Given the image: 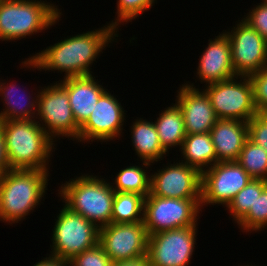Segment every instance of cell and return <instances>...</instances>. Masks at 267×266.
<instances>
[{"label": "cell", "instance_id": "obj_12", "mask_svg": "<svg viewBox=\"0 0 267 266\" xmlns=\"http://www.w3.org/2000/svg\"><path fill=\"white\" fill-rule=\"evenodd\" d=\"M231 29L224 32L230 41L235 74L250 76L266 66L267 41L243 19Z\"/></svg>", "mask_w": 267, "mask_h": 266}, {"label": "cell", "instance_id": "obj_9", "mask_svg": "<svg viewBox=\"0 0 267 266\" xmlns=\"http://www.w3.org/2000/svg\"><path fill=\"white\" fill-rule=\"evenodd\" d=\"M206 92L218 119H237L248 122L257 115L253 84L249 76L233 78L205 85Z\"/></svg>", "mask_w": 267, "mask_h": 266}, {"label": "cell", "instance_id": "obj_8", "mask_svg": "<svg viewBox=\"0 0 267 266\" xmlns=\"http://www.w3.org/2000/svg\"><path fill=\"white\" fill-rule=\"evenodd\" d=\"M200 212L201 199L164 198L149 193L144 199L143 222L149 236L164 230L195 226Z\"/></svg>", "mask_w": 267, "mask_h": 266}, {"label": "cell", "instance_id": "obj_19", "mask_svg": "<svg viewBox=\"0 0 267 266\" xmlns=\"http://www.w3.org/2000/svg\"><path fill=\"white\" fill-rule=\"evenodd\" d=\"M216 162L237 161L248 139V122L218 119L210 131Z\"/></svg>", "mask_w": 267, "mask_h": 266}, {"label": "cell", "instance_id": "obj_6", "mask_svg": "<svg viewBox=\"0 0 267 266\" xmlns=\"http://www.w3.org/2000/svg\"><path fill=\"white\" fill-rule=\"evenodd\" d=\"M52 229L49 255L71 260L75 255L99 243V227L65 205L59 211Z\"/></svg>", "mask_w": 267, "mask_h": 266}, {"label": "cell", "instance_id": "obj_16", "mask_svg": "<svg viewBox=\"0 0 267 266\" xmlns=\"http://www.w3.org/2000/svg\"><path fill=\"white\" fill-rule=\"evenodd\" d=\"M188 83L179 87L175 100L183 113L186 133H210L218 120L211 100L204 90Z\"/></svg>", "mask_w": 267, "mask_h": 266}, {"label": "cell", "instance_id": "obj_31", "mask_svg": "<svg viewBox=\"0 0 267 266\" xmlns=\"http://www.w3.org/2000/svg\"><path fill=\"white\" fill-rule=\"evenodd\" d=\"M253 84L254 104L259 113L267 110V65L250 76Z\"/></svg>", "mask_w": 267, "mask_h": 266}, {"label": "cell", "instance_id": "obj_5", "mask_svg": "<svg viewBox=\"0 0 267 266\" xmlns=\"http://www.w3.org/2000/svg\"><path fill=\"white\" fill-rule=\"evenodd\" d=\"M46 0H0V40H21L52 28L63 15Z\"/></svg>", "mask_w": 267, "mask_h": 266}, {"label": "cell", "instance_id": "obj_21", "mask_svg": "<svg viewBox=\"0 0 267 266\" xmlns=\"http://www.w3.org/2000/svg\"><path fill=\"white\" fill-rule=\"evenodd\" d=\"M151 120L143 118L135 119L131 124V142L135 155L140 161H147L152 164L161 161L168 156V152L162 147L155 124Z\"/></svg>", "mask_w": 267, "mask_h": 266}, {"label": "cell", "instance_id": "obj_33", "mask_svg": "<svg viewBox=\"0 0 267 266\" xmlns=\"http://www.w3.org/2000/svg\"><path fill=\"white\" fill-rule=\"evenodd\" d=\"M248 138L267 151V117L263 113L248 121Z\"/></svg>", "mask_w": 267, "mask_h": 266}, {"label": "cell", "instance_id": "obj_17", "mask_svg": "<svg viewBox=\"0 0 267 266\" xmlns=\"http://www.w3.org/2000/svg\"><path fill=\"white\" fill-rule=\"evenodd\" d=\"M196 68L201 83L212 84L237 76L232 66L231 45L225 32L208 40Z\"/></svg>", "mask_w": 267, "mask_h": 266}, {"label": "cell", "instance_id": "obj_25", "mask_svg": "<svg viewBox=\"0 0 267 266\" xmlns=\"http://www.w3.org/2000/svg\"><path fill=\"white\" fill-rule=\"evenodd\" d=\"M145 197L136 193L115 192L111 223H138L143 221Z\"/></svg>", "mask_w": 267, "mask_h": 266}, {"label": "cell", "instance_id": "obj_7", "mask_svg": "<svg viewBox=\"0 0 267 266\" xmlns=\"http://www.w3.org/2000/svg\"><path fill=\"white\" fill-rule=\"evenodd\" d=\"M39 88L37 122L54 142L61 136L78 142L80 127L73 116L66 89L59 81Z\"/></svg>", "mask_w": 267, "mask_h": 266}, {"label": "cell", "instance_id": "obj_20", "mask_svg": "<svg viewBox=\"0 0 267 266\" xmlns=\"http://www.w3.org/2000/svg\"><path fill=\"white\" fill-rule=\"evenodd\" d=\"M8 82L9 84L6 79L0 80V97H2L3 107H5L0 112V121L35 120L40 89L37 90V94L32 93L33 91L30 94V92L27 93L26 91L21 92L22 89L17 83L15 85L13 82Z\"/></svg>", "mask_w": 267, "mask_h": 266}, {"label": "cell", "instance_id": "obj_15", "mask_svg": "<svg viewBox=\"0 0 267 266\" xmlns=\"http://www.w3.org/2000/svg\"><path fill=\"white\" fill-rule=\"evenodd\" d=\"M99 244L112 262L147 255L148 233L144 222L110 223L99 229Z\"/></svg>", "mask_w": 267, "mask_h": 266}, {"label": "cell", "instance_id": "obj_26", "mask_svg": "<svg viewBox=\"0 0 267 266\" xmlns=\"http://www.w3.org/2000/svg\"><path fill=\"white\" fill-rule=\"evenodd\" d=\"M267 187V181L263 179H252L236 196L231 200L225 210L229 211V215L234 223H238L254 205L256 199L259 198L262 191Z\"/></svg>", "mask_w": 267, "mask_h": 266}, {"label": "cell", "instance_id": "obj_35", "mask_svg": "<svg viewBox=\"0 0 267 266\" xmlns=\"http://www.w3.org/2000/svg\"><path fill=\"white\" fill-rule=\"evenodd\" d=\"M111 266H151L147 255H142L133 259H126L112 262Z\"/></svg>", "mask_w": 267, "mask_h": 266}, {"label": "cell", "instance_id": "obj_27", "mask_svg": "<svg viewBox=\"0 0 267 266\" xmlns=\"http://www.w3.org/2000/svg\"><path fill=\"white\" fill-rule=\"evenodd\" d=\"M237 162L253 179L267 181V151L249 138L245 142Z\"/></svg>", "mask_w": 267, "mask_h": 266}, {"label": "cell", "instance_id": "obj_23", "mask_svg": "<svg viewBox=\"0 0 267 266\" xmlns=\"http://www.w3.org/2000/svg\"><path fill=\"white\" fill-rule=\"evenodd\" d=\"M157 120H154L155 127L162 147L168 152L170 148H181L187 133L184 125V117L181 109L175 103L164 108Z\"/></svg>", "mask_w": 267, "mask_h": 266}, {"label": "cell", "instance_id": "obj_22", "mask_svg": "<svg viewBox=\"0 0 267 266\" xmlns=\"http://www.w3.org/2000/svg\"><path fill=\"white\" fill-rule=\"evenodd\" d=\"M181 162L196 168L201 174L216 163V154L210 133L187 134L179 149Z\"/></svg>", "mask_w": 267, "mask_h": 266}, {"label": "cell", "instance_id": "obj_32", "mask_svg": "<svg viewBox=\"0 0 267 266\" xmlns=\"http://www.w3.org/2000/svg\"><path fill=\"white\" fill-rule=\"evenodd\" d=\"M242 19L267 41V4L257 3Z\"/></svg>", "mask_w": 267, "mask_h": 266}, {"label": "cell", "instance_id": "obj_14", "mask_svg": "<svg viewBox=\"0 0 267 266\" xmlns=\"http://www.w3.org/2000/svg\"><path fill=\"white\" fill-rule=\"evenodd\" d=\"M150 193L164 198L201 199L202 174L183 162H173L151 173Z\"/></svg>", "mask_w": 267, "mask_h": 266}, {"label": "cell", "instance_id": "obj_11", "mask_svg": "<svg viewBox=\"0 0 267 266\" xmlns=\"http://www.w3.org/2000/svg\"><path fill=\"white\" fill-rule=\"evenodd\" d=\"M164 230L148 236L151 266H188L196 245L197 227Z\"/></svg>", "mask_w": 267, "mask_h": 266}, {"label": "cell", "instance_id": "obj_24", "mask_svg": "<svg viewBox=\"0 0 267 266\" xmlns=\"http://www.w3.org/2000/svg\"><path fill=\"white\" fill-rule=\"evenodd\" d=\"M150 165H152L150 162L142 161V165H132L121 169L115 177V182H111L113 190L136 193L146 197L150 193L151 175L147 171L149 167L152 168Z\"/></svg>", "mask_w": 267, "mask_h": 266}, {"label": "cell", "instance_id": "obj_2", "mask_svg": "<svg viewBox=\"0 0 267 266\" xmlns=\"http://www.w3.org/2000/svg\"><path fill=\"white\" fill-rule=\"evenodd\" d=\"M0 123L10 169L50 170L48 164L56 146L36 119Z\"/></svg>", "mask_w": 267, "mask_h": 266}, {"label": "cell", "instance_id": "obj_37", "mask_svg": "<svg viewBox=\"0 0 267 266\" xmlns=\"http://www.w3.org/2000/svg\"><path fill=\"white\" fill-rule=\"evenodd\" d=\"M263 114L267 117V110H265V111L263 112Z\"/></svg>", "mask_w": 267, "mask_h": 266}, {"label": "cell", "instance_id": "obj_30", "mask_svg": "<svg viewBox=\"0 0 267 266\" xmlns=\"http://www.w3.org/2000/svg\"><path fill=\"white\" fill-rule=\"evenodd\" d=\"M71 266H111L110 257L98 243L96 246L75 255L71 260Z\"/></svg>", "mask_w": 267, "mask_h": 266}, {"label": "cell", "instance_id": "obj_13", "mask_svg": "<svg viewBox=\"0 0 267 266\" xmlns=\"http://www.w3.org/2000/svg\"><path fill=\"white\" fill-rule=\"evenodd\" d=\"M126 110L108 89L100 96L87 121L80 127L78 142H107L120 138ZM125 112V113H124Z\"/></svg>", "mask_w": 267, "mask_h": 266}, {"label": "cell", "instance_id": "obj_4", "mask_svg": "<svg viewBox=\"0 0 267 266\" xmlns=\"http://www.w3.org/2000/svg\"><path fill=\"white\" fill-rule=\"evenodd\" d=\"M59 189L58 196L73 212L79 213L99 228L111 223L115 191L107 178L105 180L84 173L66 181Z\"/></svg>", "mask_w": 267, "mask_h": 266}, {"label": "cell", "instance_id": "obj_28", "mask_svg": "<svg viewBox=\"0 0 267 266\" xmlns=\"http://www.w3.org/2000/svg\"><path fill=\"white\" fill-rule=\"evenodd\" d=\"M237 225H239L238 228L241 227L242 232L246 233L249 231L250 233H254V231L257 233L267 229V187Z\"/></svg>", "mask_w": 267, "mask_h": 266}, {"label": "cell", "instance_id": "obj_36", "mask_svg": "<svg viewBox=\"0 0 267 266\" xmlns=\"http://www.w3.org/2000/svg\"><path fill=\"white\" fill-rule=\"evenodd\" d=\"M33 266H71V262L67 259L49 255L48 257H44L41 261L39 260L36 262Z\"/></svg>", "mask_w": 267, "mask_h": 266}, {"label": "cell", "instance_id": "obj_10", "mask_svg": "<svg viewBox=\"0 0 267 266\" xmlns=\"http://www.w3.org/2000/svg\"><path fill=\"white\" fill-rule=\"evenodd\" d=\"M252 179L237 161L216 162L202 173L201 209L208 204L227 207Z\"/></svg>", "mask_w": 267, "mask_h": 266}, {"label": "cell", "instance_id": "obj_34", "mask_svg": "<svg viewBox=\"0 0 267 266\" xmlns=\"http://www.w3.org/2000/svg\"><path fill=\"white\" fill-rule=\"evenodd\" d=\"M9 169L10 167L6 155L4 134L2 131V125L0 123V177Z\"/></svg>", "mask_w": 267, "mask_h": 266}, {"label": "cell", "instance_id": "obj_29", "mask_svg": "<svg viewBox=\"0 0 267 266\" xmlns=\"http://www.w3.org/2000/svg\"><path fill=\"white\" fill-rule=\"evenodd\" d=\"M157 0H117V11L115 12L117 17L112 20L111 23H107L113 26L117 31L121 24L124 25L128 22H132L136 17L141 16L144 12L152 8ZM124 23V24H123Z\"/></svg>", "mask_w": 267, "mask_h": 266}, {"label": "cell", "instance_id": "obj_1", "mask_svg": "<svg viewBox=\"0 0 267 266\" xmlns=\"http://www.w3.org/2000/svg\"><path fill=\"white\" fill-rule=\"evenodd\" d=\"M118 35L117 30L108 24L86 33L68 36L39 53H33L20 66H23L22 69L64 72L63 79L93 75L91 67L96 58H99L103 49L106 50V46L110 47L108 45L117 40Z\"/></svg>", "mask_w": 267, "mask_h": 266}, {"label": "cell", "instance_id": "obj_18", "mask_svg": "<svg viewBox=\"0 0 267 266\" xmlns=\"http://www.w3.org/2000/svg\"><path fill=\"white\" fill-rule=\"evenodd\" d=\"M95 77L89 75L59 80L67 91L70 107L79 127L87 121L100 96L107 90Z\"/></svg>", "mask_w": 267, "mask_h": 266}, {"label": "cell", "instance_id": "obj_3", "mask_svg": "<svg viewBox=\"0 0 267 266\" xmlns=\"http://www.w3.org/2000/svg\"><path fill=\"white\" fill-rule=\"evenodd\" d=\"M49 173L37 169H9L4 173L0 177V221L19 223L41 205Z\"/></svg>", "mask_w": 267, "mask_h": 266}]
</instances>
